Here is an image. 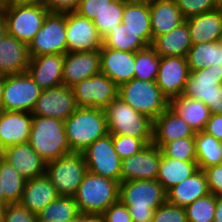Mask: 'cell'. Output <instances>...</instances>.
I'll return each mask as SVG.
<instances>
[{
	"label": "cell",
	"mask_w": 222,
	"mask_h": 222,
	"mask_svg": "<svg viewBox=\"0 0 222 222\" xmlns=\"http://www.w3.org/2000/svg\"><path fill=\"white\" fill-rule=\"evenodd\" d=\"M188 137H195V131L170 107L153 120L152 143L159 148L170 141Z\"/></svg>",
	"instance_id": "cell-23"
},
{
	"label": "cell",
	"mask_w": 222,
	"mask_h": 222,
	"mask_svg": "<svg viewBox=\"0 0 222 222\" xmlns=\"http://www.w3.org/2000/svg\"><path fill=\"white\" fill-rule=\"evenodd\" d=\"M160 57H187L192 46L187 22H183L169 33L157 36L151 45Z\"/></svg>",
	"instance_id": "cell-29"
},
{
	"label": "cell",
	"mask_w": 222,
	"mask_h": 222,
	"mask_svg": "<svg viewBox=\"0 0 222 222\" xmlns=\"http://www.w3.org/2000/svg\"><path fill=\"white\" fill-rule=\"evenodd\" d=\"M113 0H81L75 12L92 20Z\"/></svg>",
	"instance_id": "cell-46"
},
{
	"label": "cell",
	"mask_w": 222,
	"mask_h": 222,
	"mask_svg": "<svg viewBox=\"0 0 222 222\" xmlns=\"http://www.w3.org/2000/svg\"><path fill=\"white\" fill-rule=\"evenodd\" d=\"M199 170L196 161H180L161 156L156 180L167 192Z\"/></svg>",
	"instance_id": "cell-30"
},
{
	"label": "cell",
	"mask_w": 222,
	"mask_h": 222,
	"mask_svg": "<svg viewBox=\"0 0 222 222\" xmlns=\"http://www.w3.org/2000/svg\"><path fill=\"white\" fill-rule=\"evenodd\" d=\"M30 58L67 53L66 12L49 11L42 27L28 46Z\"/></svg>",
	"instance_id": "cell-9"
},
{
	"label": "cell",
	"mask_w": 222,
	"mask_h": 222,
	"mask_svg": "<svg viewBox=\"0 0 222 222\" xmlns=\"http://www.w3.org/2000/svg\"><path fill=\"white\" fill-rule=\"evenodd\" d=\"M41 90L27 72L5 76L0 110L31 113Z\"/></svg>",
	"instance_id": "cell-10"
},
{
	"label": "cell",
	"mask_w": 222,
	"mask_h": 222,
	"mask_svg": "<svg viewBox=\"0 0 222 222\" xmlns=\"http://www.w3.org/2000/svg\"><path fill=\"white\" fill-rule=\"evenodd\" d=\"M216 210L214 222H222V194L215 195Z\"/></svg>",
	"instance_id": "cell-52"
},
{
	"label": "cell",
	"mask_w": 222,
	"mask_h": 222,
	"mask_svg": "<svg viewBox=\"0 0 222 222\" xmlns=\"http://www.w3.org/2000/svg\"><path fill=\"white\" fill-rule=\"evenodd\" d=\"M104 222H132L129 210L120 200L102 213Z\"/></svg>",
	"instance_id": "cell-47"
},
{
	"label": "cell",
	"mask_w": 222,
	"mask_h": 222,
	"mask_svg": "<svg viewBox=\"0 0 222 222\" xmlns=\"http://www.w3.org/2000/svg\"><path fill=\"white\" fill-rule=\"evenodd\" d=\"M65 132L72 152L81 153L108 134L104 109L78 107L65 121Z\"/></svg>",
	"instance_id": "cell-2"
},
{
	"label": "cell",
	"mask_w": 222,
	"mask_h": 222,
	"mask_svg": "<svg viewBox=\"0 0 222 222\" xmlns=\"http://www.w3.org/2000/svg\"><path fill=\"white\" fill-rule=\"evenodd\" d=\"M185 19L221 7L222 0H175Z\"/></svg>",
	"instance_id": "cell-42"
},
{
	"label": "cell",
	"mask_w": 222,
	"mask_h": 222,
	"mask_svg": "<svg viewBox=\"0 0 222 222\" xmlns=\"http://www.w3.org/2000/svg\"><path fill=\"white\" fill-rule=\"evenodd\" d=\"M28 143L46 162L73 153L69 147L64 121L32 115Z\"/></svg>",
	"instance_id": "cell-3"
},
{
	"label": "cell",
	"mask_w": 222,
	"mask_h": 222,
	"mask_svg": "<svg viewBox=\"0 0 222 222\" xmlns=\"http://www.w3.org/2000/svg\"><path fill=\"white\" fill-rule=\"evenodd\" d=\"M119 200L127 206L132 222H152L167 194L157 180H131L120 183Z\"/></svg>",
	"instance_id": "cell-1"
},
{
	"label": "cell",
	"mask_w": 222,
	"mask_h": 222,
	"mask_svg": "<svg viewBox=\"0 0 222 222\" xmlns=\"http://www.w3.org/2000/svg\"><path fill=\"white\" fill-rule=\"evenodd\" d=\"M187 222H214L216 202L212 193L185 207Z\"/></svg>",
	"instance_id": "cell-40"
},
{
	"label": "cell",
	"mask_w": 222,
	"mask_h": 222,
	"mask_svg": "<svg viewBox=\"0 0 222 222\" xmlns=\"http://www.w3.org/2000/svg\"><path fill=\"white\" fill-rule=\"evenodd\" d=\"M81 153L89 172L121 183L122 160L114 149L111 134L99 138Z\"/></svg>",
	"instance_id": "cell-11"
},
{
	"label": "cell",
	"mask_w": 222,
	"mask_h": 222,
	"mask_svg": "<svg viewBox=\"0 0 222 222\" xmlns=\"http://www.w3.org/2000/svg\"><path fill=\"white\" fill-rule=\"evenodd\" d=\"M190 71L202 68L222 67V40L193 44L187 54Z\"/></svg>",
	"instance_id": "cell-33"
},
{
	"label": "cell",
	"mask_w": 222,
	"mask_h": 222,
	"mask_svg": "<svg viewBox=\"0 0 222 222\" xmlns=\"http://www.w3.org/2000/svg\"><path fill=\"white\" fill-rule=\"evenodd\" d=\"M103 45L115 50L136 52L149 46L138 32L127 28L123 23L116 25L104 38Z\"/></svg>",
	"instance_id": "cell-34"
},
{
	"label": "cell",
	"mask_w": 222,
	"mask_h": 222,
	"mask_svg": "<svg viewBox=\"0 0 222 222\" xmlns=\"http://www.w3.org/2000/svg\"><path fill=\"white\" fill-rule=\"evenodd\" d=\"M160 56L154 48L148 47L135 52L134 78L155 81L159 70Z\"/></svg>",
	"instance_id": "cell-38"
},
{
	"label": "cell",
	"mask_w": 222,
	"mask_h": 222,
	"mask_svg": "<svg viewBox=\"0 0 222 222\" xmlns=\"http://www.w3.org/2000/svg\"><path fill=\"white\" fill-rule=\"evenodd\" d=\"M6 20L2 11H0V39L6 34Z\"/></svg>",
	"instance_id": "cell-55"
},
{
	"label": "cell",
	"mask_w": 222,
	"mask_h": 222,
	"mask_svg": "<svg viewBox=\"0 0 222 222\" xmlns=\"http://www.w3.org/2000/svg\"><path fill=\"white\" fill-rule=\"evenodd\" d=\"M81 0H43V4L51 12L75 11Z\"/></svg>",
	"instance_id": "cell-49"
},
{
	"label": "cell",
	"mask_w": 222,
	"mask_h": 222,
	"mask_svg": "<svg viewBox=\"0 0 222 222\" xmlns=\"http://www.w3.org/2000/svg\"><path fill=\"white\" fill-rule=\"evenodd\" d=\"M190 69L187 57L170 56L160 57L156 84L169 102L182 95Z\"/></svg>",
	"instance_id": "cell-15"
},
{
	"label": "cell",
	"mask_w": 222,
	"mask_h": 222,
	"mask_svg": "<svg viewBox=\"0 0 222 222\" xmlns=\"http://www.w3.org/2000/svg\"><path fill=\"white\" fill-rule=\"evenodd\" d=\"M160 149L164 157L180 161H196L195 137L170 141L165 143Z\"/></svg>",
	"instance_id": "cell-41"
},
{
	"label": "cell",
	"mask_w": 222,
	"mask_h": 222,
	"mask_svg": "<svg viewBox=\"0 0 222 222\" xmlns=\"http://www.w3.org/2000/svg\"><path fill=\"white\" fill-rule=\"evenodd\" d=\"M149 9L153 40L185 22L175 0H156Z\"/></svg>",
	"instance_id": "cell-27"
},
{
	"label": "cell",
	"mask_w": 222,
	"mask_h": 222,
	"mask_svg": "<svg viewBox=\"0 0 222 222\" xmlns=\"http://www.w3.org/2000/svg\"><path fill=\"white\" fill-rule=\"evenodd\" d=\"M208 189L213 195L222 194V163L203 169Z\"/></svg>",
	"instance_id": "cell-48"
},
{
	"label": "cell",
	"mask_w": 222,
	"mask_h": 222,
	"mask_svg": "<svg viewBox=\"0 0 222 222\" xmlns=\"http://www.w3.org/2000/svg\"><path fill=\"white\" fill-rule=\"evenodd\" d=\"M169 107L185 120L195 133L205 129L211 115L203 102L183 95L172 99Z\"/></svg>",
	"instance_id": "cell-31"
},
{
	"label": "cell",
	"mask_w": 222,
	"mask_h": 222,
	"mask_svg": "<svg viewBox=\"0 0 222 222\" xmlns=\"http://www.w3.org/2000/svg\"><path fill=\"white\" fill-rule=\"evenodd\" d=\"M118 97L151 120L157 118L170 105L155 81L136 78L118 87Z\"/></svg>",
	"instance_id": "cell-6"
},
{
	"label": "cell",
	"mask_w": 222,
	"mask_h": 222,
	"mask_svg": "<svg viewBox=\"0 0 222 222\" xmlns=\"http://www.w3.org/2000/svg\"><path fill=\"white\" fill-rule=\"evenodd\" d=\"M71 88L78 107L105 110L118 96V86L101 72L78 82Z\"/></svg>",
	"instance_id": "cell-12"
},
{
	"label": "cell",
	"mask_w": 222,
	"mask_h": 222,
	"mask_svg": "<svg viewBox=\"0 0 222 222\" xmlns=\"http://www.w3.org/2000/svg\"><path fill=\"white\" fill-rule=\"evenodd\" d=\"M43 4V0H11V5Z\"/></svg>",
	"instance_id": "cell-54"
},
{
	"label": "cell",
	"mask_w": 222,
	"mask_h": 222,
	"mask_svg": "<svg viewBox=\"0 0 222 222\" xmlns=\"http://www.w3.org/2000/svg\"><path fill=\"white\" fill-rule=\"evenodd\" d=\"M101 73L108 76L118 87L134 79L135 53L107 48H100Z\"/></svg>",
	"instance_id": "cell-20"
},
{
	"label": "cell",
	"mask_w": 222,
	"mask_h": 222,
	"mask_svg": "<svg viewBox=\"0 0 222 222\" xmlns=\"http://www.w3.org/2000/svg\"><path fill=\"white\" fill-rule=\"evenodd\" d=\"M203 131L222 142V115L211 114Z\"/></svg>",
	"instance_id": "cell-50"
},
{
	"label": "cell",
	"mask_w": 222,
	"mask_h": 222,
	"mask_svg": "<svg viewBox=\"0 0 222 222\" xmlns=\"http://www.w3.org/2000/svg\"><path fill=\"white\" fill-rule=\"evenodd\" d=\"M58 197L59 194L56 188L44 174L42 176L26 180L19 203L29 211L38 214Z\"/></svg>",
	"instance_id": "cell-26"
},
{
	"label": "cell",
	"mask_w": 222,
	"mask_h": 222,
	"mask_svg": "<svg viewBox=\"0 0 222 222\" xmlns=\"http://www.w3.org/2000/svg\"><path fill=\"white\" fill-rule=\"evenodd\" d=\"M166 194L167 202L176 206L186 207L198 198L210 194V191L206 176L203 170L199 169L192 176L169 189Z\"/></svg>",
	"instance_id": "cell-28"
},
{
	"label": "cell",
	"mask_w": 222,
	"mask_h": 222,
	"mask_svg": "<svg viewBox=\"0 0 222 222\" xmlns=\"http://www.w3.org/2000/svg\"><path fill=\"white\" fill-rule=\"evenodd\" d=\"M77 108L72 88L60 85L41 90L31 114L65 121Z\"/></svg>",
	"instance_id": "cell-14"
},
{
	"label": "cell",
	"mask_w": 222,
	"mask_h": 222,
	"mask_svg": "<svg viewBox=\"0 0 222 222\" xmlns=\"http://www.w3.org/2000/svg\"><path fill=\"white\" fill-rule=\"evenodd\" d=\"M193 44L222 40V8L185 19Z\"/></svg>",
	"instance_id": "cell-25"
},
{
	"label": "cell",
	"mask_w": 222,
	"mask_h": 222,
	"mask_svg": "<svg viewBox=\"0 0 222 222\" xmlns=\"http://www.w3.org/2000/svg\"><path fill=\"white\" fill-rule=\"evenodd\" d=\"M209 110L210 114L222 115V85L213 92L212 107Z\"/></svg>",
	"instance_id": "cell-51"
},
{
	"label": "cell",
	"mask_w": 222,
	"mask_h": 222,
	"mask_svg": "<svg viewBox=\"0 0 222 222\" xmlns=\"http://www.w3.org/2000/svg\"><path fill=\"white\" fill-rule=\"evenodd\" d=\"M82 153H71L46 163L45 175L59 196L74 197L87 172Z\"/></svg>",
	"instance_id": "cell-7"
},
{
	"label": "cell",
	"mask_w": 222,
	"mask_h": 222,
	"mask_svg": "<svg viewBox=\"0 0 222 222\" xmlns=\"http://www.w3.org/2000/svg\"><path fill=\"white\" fill-rule=\"evenodd\" d=\"M0 204H9L5 199H4V193L2 191V186H1V176H0Z\"/></svg>",
	"instance_id": "cell-60"
},
{
	"label": "cell",
	"mask_w": 222,
	"mask_h": 222,
	"mask_svg": "<svg viewBox=\"0 0 222 222\" xmlns=\"http://www.w3.org/2000/svg\"><path fill=\"white\" fill-rule=\"evenodd\" d=\"M122 23L152 45L153 34L150 21V9L148 4L130 3L124 0Z\"/></svg>",
	"instance_id": "cell-32"
},
{
	"label": "cell",
	"mask_w": 222,
	"mask_h": 222,
	"mask_svg": "<svg viewBox=\"0 0 222 222\" xmlns=\"http://www.w3.org/2000/svg\"><path fill=\"white\" fill-rule=\"evenodd\" d=\"M222 85V67L202 68L190 71V75L182 93L183 96L203 102L212 107L213 92Z\"/></svg>",
	"instance_id": "cell-19"
},
{
	"label": "cell",
	"mask_w": 222,
	"mask_h": 222,
	"mask_svg": "<svg viewBox=\"0 0 222 222\" xmlns=\"http://www.w3.org/2000/svg\"><path fill=\"white\" fill-rule=\"evenodd\" d=\"M74 197L59 196L37 214L38 222H66L79 215Z\"/></svg>",
	"instance_id": "cell-36"
},
{
	"label": "cell",
	"mask_w": 222,
	"mask_h": 222,
	"mask_svg": "<svg viewBox=\"0 0 222 222\" xmlns=\"http://www.w3.org/2000/svg\"><path fill=\"white\" fill-rule=\"evenodd\" d=\"M1 11L6 20L7 33L28 46L49 12L44 4L10 5Z\"/></svg>",
	"instance_id": "cell-8"
},
{
	"label": "cell",
	"mask_w": 222,
	"mask_h": 222,
	"mask_svg": "<svg viewBox=\"0 0 222 222\" xmlns=\"http://www.w3.org/2000/svg\"><path fill=\"white\" fill-rule=\"evenodd\" d=\"M162 151L153 143L122 160L121 183L131 180H156Z\"/></svg>",
	"instance_id": "cell-16"
},
{
	"label": "cell",
	"mask_w": 222,
	"mask_h": 222,
	"mask_svg": "<svg viewBox=\"0 0 222 222\" xmlns=\"http://www.w3.org/2000/svg\"><path fill=\"white\" fill-rule=\"evenodd\" d=\"M66 222H81V213L77 217H75L72 220L66 221Z\"/></svg>",
	"instance_id": "cell-61"
},
{
	"label": "cell",
	"mask_w": 222,
	"mask_h": 222,
	"mask_svg": "<svg viewBox=\"0 0 222 222\" xmlns=\"http://www.w3.org/2000/svg\"><path fill=\"white\" fill-rule=\"evenodd\" d=\"M66 39L69 53L100 50L103 46L93 21L75 11L66 12Z\"/></svg>",
	"instance_id": "cell-13"
},
{
	"label": "cell",
	"mask_w": 222,
	"mask_h": 222,
	"mask_svg": "<svg viewBox=\"0 0 222 222\" xmlns=\"http://www.w3.org/2000/svg\"><path fill=\"white\" fill-rule=\"evenodd\" d=\"M107 130L111 135H126L143 139L147 144L153 140V120L135 111L120 97H116L105 109Z\"/></svg>",
	"instance_id": "cell-4"
},
{
	"label": "cell",
	"mask_w": 222,
	"mask_h": 222,
	"mask_svg": "<svg viewBox=\"0 0 222 222\" xmlns=\"http://www.w3.org/2000/svg\"><path fill=\"white\" fill-rule=\"evenodd\" d=\"M3 222H38L37 214L20 203L8 204Z\"/></svg>",
	"instance_id": "cell-45"
},
{
	"label": "cell",
	"mask_w": 222,
	"mask_h": 222,
	"mask_svg": "<svg viewBox=\"0 0 222 222\" xmlns=\"http://www.w3.org/2000/svg\"><path fill=\"white\" fill-rule=\"evenodd\" d=\"M152 222H187L185 207L166 201L154 211Z\"/></svg>",
	"instance_id": "cell-44"
},
{
	"label": "cell",
	"mask_w": 222,
	"mask_h": 222,
	"mask_svg": "<svg viewBox=\"0 0 222 222\" xmlns=\"http://www.w3.org/2000/svg\"><path fill=\"white\" fill-rule=\"evenodd\" d=\"M8 204H0V222H3Z\"/></svg>",
	"instance_id": "cell-57"
},
{
	"label": "cell",
	"mask_w": 222,
	"mask_h": 222,
	"mask_svg": "<svg viewBox=\"0 0 222 222\" xmlns=\"http://www.w3.org/2000/svg\"><path fill=\"white\" fill-rule=\"evenodd\" d=\"M0 176L4 199L9 204L19 203L25 187L26 180L13 166L0 157Z\"/></svg>",
	"instance_id": "cell-37"
},
{
	"label": "cell",
	"mask_w": 222,
	"mask_h": 222,
	"mask_svg": "<svg viewBox=\"0 0 222 222\" xmlns=\"http://www.w3.org/2000/svg\"><path fill=\"white\" fill-rule=\"evenodd\" d=\"M31 125V113L0 110V151L28 142Z\"/></svg>",
	"instance_id": "cell-22"
},
{
	"label": "cell",
	"mask_w": 222,
	"mask_h": 222,
	"mask_svg": "<svg viewBox=\"0 0 222 222\" xmlns=\"http://www.w3.org/2000/svg\"><path fill=\"white\" fill-rule=\"evenodd\" d=\"M124 0H113L93 19V23L99 35L104 38L116 25L122 23Z\"/></svg>",
	"instance_id": "cell-39"
},
{
	"label": "cell",
	"mask_w": 222,
	"mask_h": 222,
	"mask_svg": "<svg viewBox=\"0 0 222 222\" xmlns=\"http://www.w3.org/2000/svg\"><path fill=\"white\" fill-rule=\"evenodd\" d=\"M196 162L199 169L222 163V142L204 131L195 133Z\"/></svg>",
	"instance_id": "cell-35"
},
{
	"label": "cell",
	"mask_w": 222,
	"mask_h": 222,
	"mask_svg": "<svg viewBox=\"0 0 222 222\" xmlns=\"http://www.w3.org/2000/svg\"><path fill=\"white\" fill-rule=\"evenodd\" d=\"M63 54H49L30 58L27 73L43 89L63 85Z\"/></svg>",
	"instance_id": "cell-21"
},
{
	"label": "cell",
	"mask_w": 222,
	"mask_h": 222,
	"mask_svg": "<svg viewBox=\"0 0 222 222\" xmlns=\"http://www.w3.org/2000/svg\"><path fill=\"white\" fill-rule=\"evenodd\" d=\"M0 157L30 180L45 174L46 162L37 154L28 142L9 146L0 151Z\"/></svg>",
	"instance_id": "cell-17"
},
{
	"label": "cell",
	"mask_w": 222,
	"mask_h": 222,
	"mask_svg": "<svg viewBox=\"0 0 222 222\" xmlns=\"http://www.w3.org/2000/svg\"><path fill=\"white\" fill-rule=\"evenodd\" d=\"M29 63L28 45L6 32L0 39V75L25 73Z\"/></svg>",
	"instance_id": "cell-24"
},
{
	"label": "cell",
	"mask_w": 222,
	"mask_h": 222,
	"mask_svg": "<svg viewBox=\"0 0 222 222\" xmlns=\"http://www.w3.org/2000/svg\"><path fill=\"white\" fill-rule=\"evenodd\" d=\"M81 222H104L102 214L81 213Z\"/></svg>",
	"instance_id": "cell-53"
},
{
	"label": "cell",
	"mask_w": 222,
	"mask_h": 222,
	"mask_svg": "<svg viewBox=\"0 0 222 222\" xmlns=\"http://www.w3.org/2000/svg\"><path fill=\"white\" fill-rule=\"evenodd\" d=\"M101 72L100 52L82 51L64 55L63 85L72 87Z\"/></svg>",
	"instance_id": "cell-18"
},
{
	"label": "cell",
	"mask_w": 222,
	"mask_h": 222,
	"mask_svg": "<svg viewBox=\"0 0 222 222\" xmlns=\"http://www.w3.org/2000/svg\"><path fill=\"white\" fill-rule=\"evenodd\" d=\"M126 2H130V3H138V4H148L150 5L151 3H153L156 0H125Z\"/></svg>",
	"instance_id": "cell-58"
},
{
	"label": "cell",
	"mask_w": 222,
	"mask_h": 222,
	"mask_svg": "<svg viewBox=\"0 0 222 222\" xmlns=\"http://www.w3.org/2000/svg\"><path fill=\"white\" fill-rule=\"evenodd\" d=\"M112 142L121 160L140 152L148 145L143 139L126 135H112Z\"/></svg>",
	"instance_id": "cell-43"
},
{
	"label": "cell",
	"mask_w": 222,
	"mask_h": 222,
	"mask_svg": "<svg viewBox=\"0 0 222 222\" xmlns=\"http://www.w3.org/2000/svg\"><path fill=\"white\" fill-rule=\"evenodd\" d=\"M4 85H5V75H0V107H1L2 97H3Z\"/></svg>",
	"instance_id": "cell-56"
},
{
	"label": "cell",
	"mask_w": 222,
	"mask_h": 222,
	"mask_svg": "<svg viewBox=\"0 0 222 222\" xmlns=\"http://www.w3.org/2000/svg\"><path fill=\"white\" fill-rule=\"evenodd\" d=\"M11 5V0H0V11L8 8Z\"/></svg>",
	"instance_id": "cell-59"
},
{
	"label": "cell",
	"mask_w": 222,
	"mask_h": 222,
	"mask_svg": "<svg viewBox=\"0 0 222 222\" xmlns=\"http://www.w3.org/2000/svg\"><path fill=\"white\" fill-rule=\"evenodd\" d=\"M118 181L86 172L74 196L80 213L102 214L119 200Z\"/></svg>",
	"instance_id": "cell-5"
}]
</instances>
